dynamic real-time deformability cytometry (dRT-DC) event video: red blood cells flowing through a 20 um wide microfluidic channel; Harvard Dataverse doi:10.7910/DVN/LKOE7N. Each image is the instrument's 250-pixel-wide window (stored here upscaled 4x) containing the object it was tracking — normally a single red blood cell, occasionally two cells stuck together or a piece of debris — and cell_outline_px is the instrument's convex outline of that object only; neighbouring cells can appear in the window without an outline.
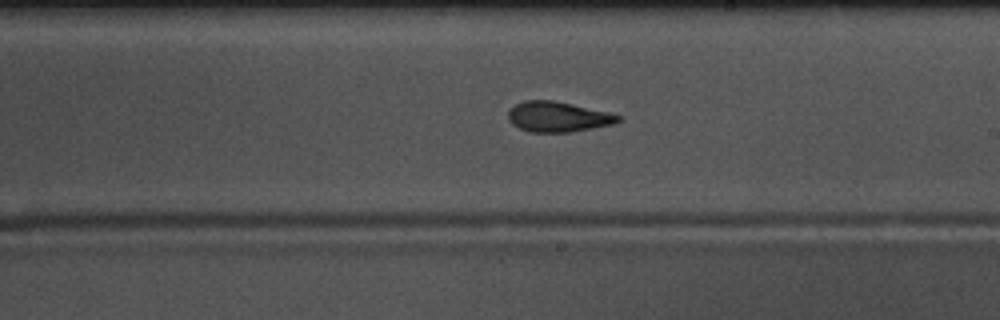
{"species": "common noctule bat (a hibernating species)", "species_latin": "Nyctalus noctula", "temperature_condition": "warm", "stored_images_in_passage": 43, "camera_frame_rate_fps": 3000, "um_per_image_px": 0.085, "animal": {"sex": "male", "body_mass_g": 17.5, "forearm_length_mm": 52.3}, "frame": {"image": 1, "passage_image": 31, "time_ms": 10.0, "image_size_px": [1000, 320], "cell_outline_px": [[624, 120], [612, 124], [592, 128], [568, 132], [532, 132], [520, 128], [512, 124], [508, 120], [508, 112], [516, 104], [524, 100], [552, 100], [572, 104], [608, 112], [624, 116]], "centroid_in_image_um": [47.45, 9.92], "position_along_channel_um": 241.5, "area_um2": 19.36}}
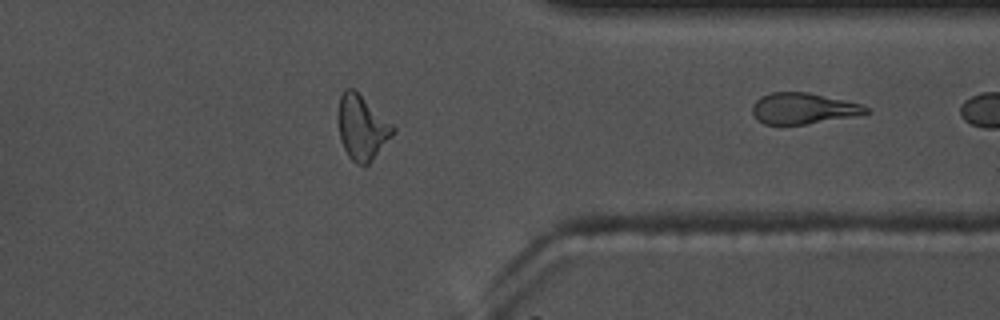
{"frame": {"image": 2, "passage_image": 43, "time_ms": 14.0, "image_size_px": [1000, 320], "cell_outline_px": [[872, 112], [856, 116], [808, 124], [764, 124], [752, 112], [752, 104], [760, 96], [772, 92], [808, 92], [844, 100], [860, 104], [868, 108]], "centroid_in_image_um": [68.29, 9.21], "position_along_channel_um": 343.1, "area_um2": 20.52}}